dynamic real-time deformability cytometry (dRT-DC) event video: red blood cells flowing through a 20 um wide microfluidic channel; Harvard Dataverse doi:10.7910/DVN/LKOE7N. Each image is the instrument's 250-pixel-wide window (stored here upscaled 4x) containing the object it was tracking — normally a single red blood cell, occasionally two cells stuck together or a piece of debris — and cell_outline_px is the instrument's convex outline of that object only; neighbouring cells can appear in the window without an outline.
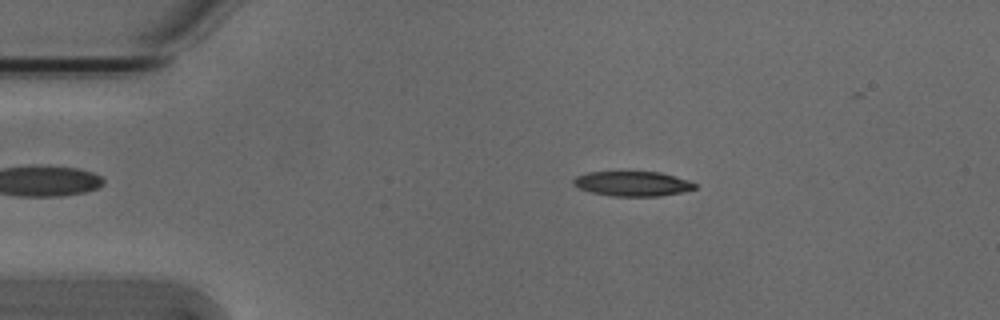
{"species": "Egyptian fruit bat (a non-hibernating species)", "species_latin": "Rousettus aegyptiacus", "temperature_condition": "cold", "stored_images_in_passage": 4, "camera_frame_rate_fps": 3000, "um_per_image_px": 0.085, "animal": {"sex": "male"}, "frame": {"image": 1, "passage_image": 2, "time_ms": 0.333, "image_size_px": [1000, 320], "cell_outline_px": [[696, 188], [680, 192], [660, 196], [612, 196], [592, 192], [580, 188], [572, 184], [572, 180], [576, 176], [588, 172], [660, 172], [688, 180], [696, 184]], "centroid_in_image_um": [53.74, 15.61], "position_along_channel_um": 31.3, "area_um2": 17.4}}
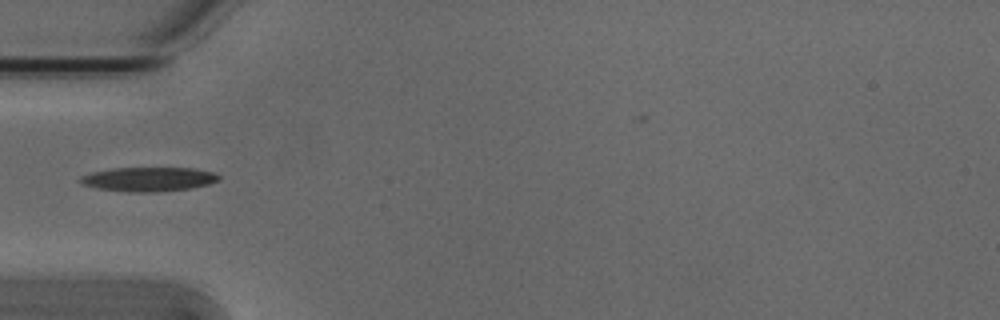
{"frame": {"image": 2, "passage_image": 3, "time_ms": 0.667, "image_size_px": [1000, 320], "cell_outline_px": [[220, 180], [208, 184], [192, 188], [156, 192], [128, 192], [96, 188], [80, 184], [76, 180], [80, 176], [92, 172], [112, 168], [196, 168], [212, 172], [220, 176]], "centroid_in_image_um": [12.58, 15.23], "position_along_channel_um": 72.4, "area_um2": 19.77}}
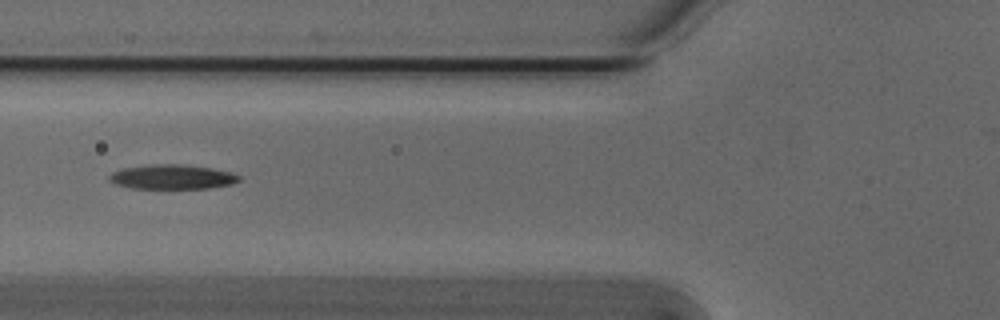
{"frame": {"image": 3, "passage_image": 4, "time_ms": 1.0, "image_size_px": [1000, 320], "cell_outline_px": [[240, 180], [232, 184], [212, 188], [132, 188], [116, 184], [108, 180], [108, 176], [112, 172], [124, 168], [148, 164], [180, 164], [212, 168], [232, 172], [240, 176]], "centroid_in_image_um": [14.65, 15.03], "position_along_channel_um": 111.2, "area_um2": 18.61}}